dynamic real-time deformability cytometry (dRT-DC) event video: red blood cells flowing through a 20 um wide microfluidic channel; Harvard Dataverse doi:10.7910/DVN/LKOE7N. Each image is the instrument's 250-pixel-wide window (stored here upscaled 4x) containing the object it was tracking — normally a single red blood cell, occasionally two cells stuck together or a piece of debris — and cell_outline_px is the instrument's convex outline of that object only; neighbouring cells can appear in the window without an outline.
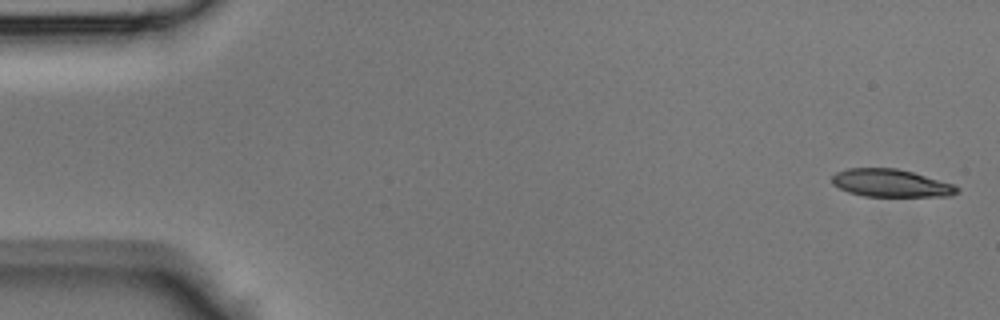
{"species": "Egyptian fruit bat (a non-hibernating species)", "species_latin": "Rousettus aegyptiacus", "temperature_condition": "room temperature", "stored_images_in_passage": 45, "camera_frame_rate_fps": 3000, "um_per_image_px": 0.085, "animal": {"sex": "male"}, "frame": {"image": 1, "passage_image": 1, "time_ms": 0.0, "image_size_px": [1000, 320], "cell_outline_px": [[960, 192], [948, 196], [864, 196], [848, 192], [832, 184], [832, 176], [836, 172], [848, 168], [896, 168], [912, 172], [952, 184], [960, 188]], "centroid_in_image_um": [75.7, 15.56], "position_along_channel_um": 9.3, "area_um2": 20.06}}
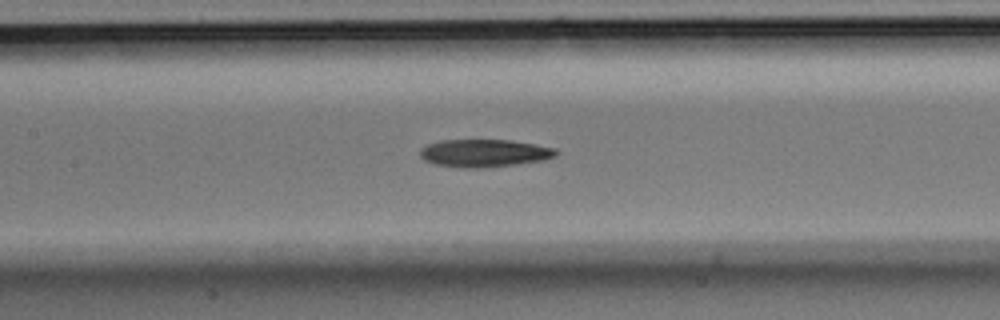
{"frame": {"image": 2, "passage_image": 20, "time_ms": 6.333, "image_size_px": [1000, 320], "cell_outline_px": [[560, 152], [556, 156], [544, 160], [516, 164], [484, 168], [468, 168], [436, 164], [424, 160], [420, 156], [420, 148], [428, 144], [440, 140], [512, 140], [556, 148]], "centroid_in_image_um": [41.19, 13.01], "position_along_channel_um": 166.2, "area_um2": 22.02}}
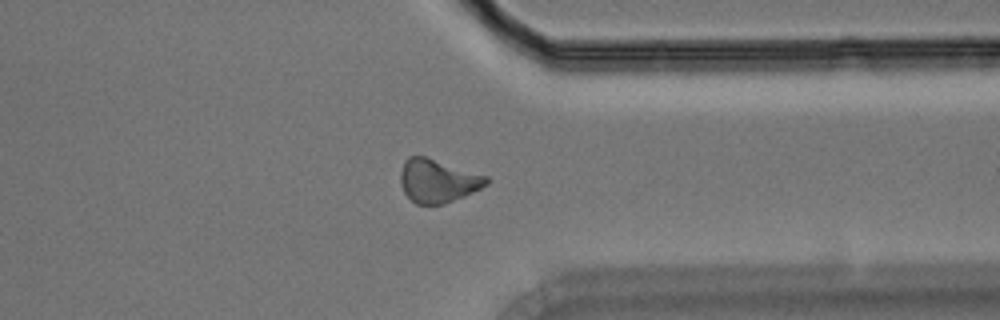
{"frame": {"image": 3, "passage_image": 34, "time_ms": 11.0, "image_size_px": [1000, 320], "cell_outline_px": [[488, 184], [464, 196], [444, 204], [416, 204], [404, 192], [400, 184], [400, 172], [404, 160], [408, 156], [424, 156], [488, 176]], "centroid_in_image_um": [37.18, 15.37], "position_along_channel_um": 374.2, "area_um2": 21.56}}